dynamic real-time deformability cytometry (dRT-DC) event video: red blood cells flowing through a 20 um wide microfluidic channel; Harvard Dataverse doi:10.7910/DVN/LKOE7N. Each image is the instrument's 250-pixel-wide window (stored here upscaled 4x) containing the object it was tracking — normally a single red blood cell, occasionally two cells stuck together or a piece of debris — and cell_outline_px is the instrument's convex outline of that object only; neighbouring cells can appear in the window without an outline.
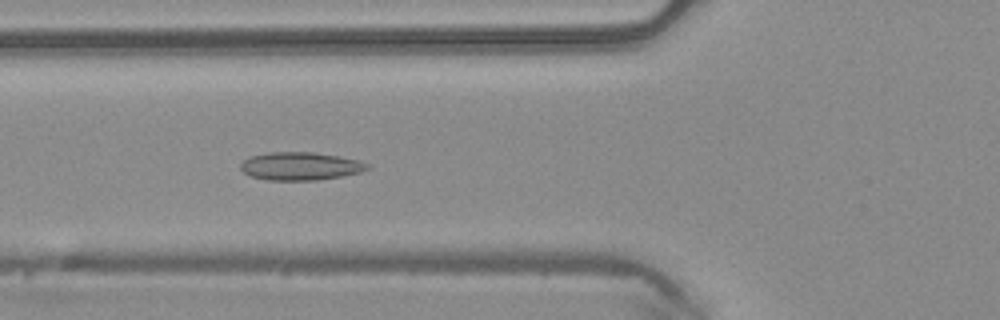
{"species": "common noctule bat (a hibernating species)", "species_latin": "Nyctalus noctula", "temperature_condition": "warm", "stored_images_in_passage": 45, "camera_frame_rate_fps": 3000, "um_per_image_px": 0.085, "animal": {"sex": "male", "body_mass_g": 20.4}, "frame": {"image": 1, "passage_image": 14, "time_ms": 4.333, "image_size_px": [1000, 320], "cell_outline_px": [[372, 168], [360, 172], [340, 176], [316, 180], [268, 180], [252, 176], [244, 172], [240, 168], [240, 164], [244, 160], [252, 156], [268, 152], [316, 152], [340, 156], [360, 160], [368, 164]], "centroid_in_image_um": [25.57, 14.11], "position_along_channel_um": 100.2, "area_um2": 20.69}}
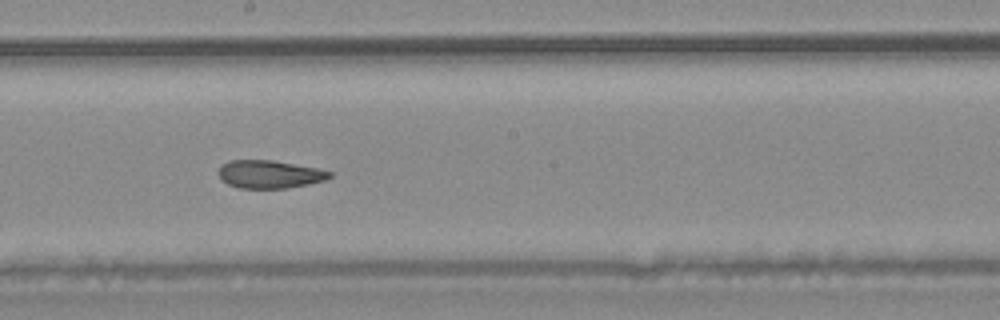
{"frame": {"image": 2, "passage_image": 23, "time_ms": 7.333, "image_size_px": [1000, 320], "cell_outline_px": [[332, 176], [324, 180], [308, 184], [288, 188], [240, 188], [228, 184], [220, 176], [220, 164], [228, 160], [272, 160], [320, 168], [332, 172]], "centroid_in_image_um": [22.94, 14.8], "position_along_channel_um": 225.3, "area_um2": 18.09}}
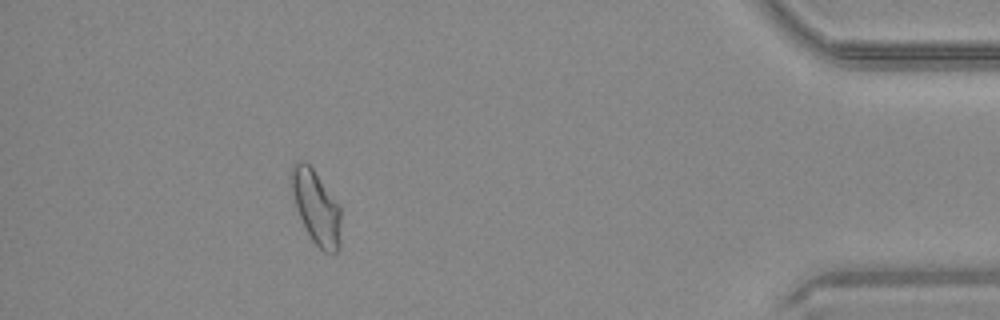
{"frame": {"image": 3, "passage_image": 40, "time_ms": 13.0, "image_size_px": [1000, 320], "cell_outline_px": [[340, 248], [336, 252], [324, 252], [312, 240], [296, 208], [292, 192], [292, 164], [300, 160], [304, 160], [312, 168], [340, 204]], "centroid_in_image_um": [26.9, 17.61], "position_along_channel_um": 408.3, "area_um2": 20.98}, "authors_computed_cell_mechanics": {"area_um2": 20.2878, "velocity_mm_per_s": 4.1555, "shape_relaxation_time_tau1_ms": null, "shape_relaxation_time_tau2_ms": 0.7124, "deformation_change_tau1": null, "deformation_change_tau2": 0.046}}